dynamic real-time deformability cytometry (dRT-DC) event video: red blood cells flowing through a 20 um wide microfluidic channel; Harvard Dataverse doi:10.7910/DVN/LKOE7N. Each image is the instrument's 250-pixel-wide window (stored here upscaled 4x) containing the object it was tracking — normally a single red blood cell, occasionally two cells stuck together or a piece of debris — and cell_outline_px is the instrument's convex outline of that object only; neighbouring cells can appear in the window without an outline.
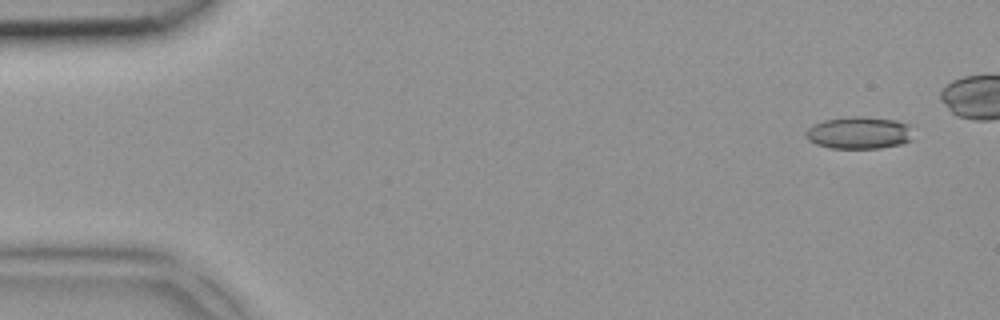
{"species": "common noctule bat (a hibernating species)", "species_latin": "Nyctalus noctula", "temperature_condition": "room temperature", "stored_images_in_passage": 5, "camera_frame_rate_fps": 3000, "um_per_image_px": 0.085, "animal": {"sex": "female", "body_mass_g": 18.4}, "frame": {"image": 1, "passage_image": 1, "time_ms": 0.0, "image_size_px": [1000, 320], "cell_outline_px": [[912, 140], [900, 144], [880, 148], [828, 148], [816, 144], [808, 140], [804, 136], [804, 132], [812, 124], [824, 120], [852, 116], [864, 116], [896, 120], [908, 124]], "centroid_in_image_um": [72.96, 11.28], "position_along_channel_um": 12.0, "area_um2": 20.29}}